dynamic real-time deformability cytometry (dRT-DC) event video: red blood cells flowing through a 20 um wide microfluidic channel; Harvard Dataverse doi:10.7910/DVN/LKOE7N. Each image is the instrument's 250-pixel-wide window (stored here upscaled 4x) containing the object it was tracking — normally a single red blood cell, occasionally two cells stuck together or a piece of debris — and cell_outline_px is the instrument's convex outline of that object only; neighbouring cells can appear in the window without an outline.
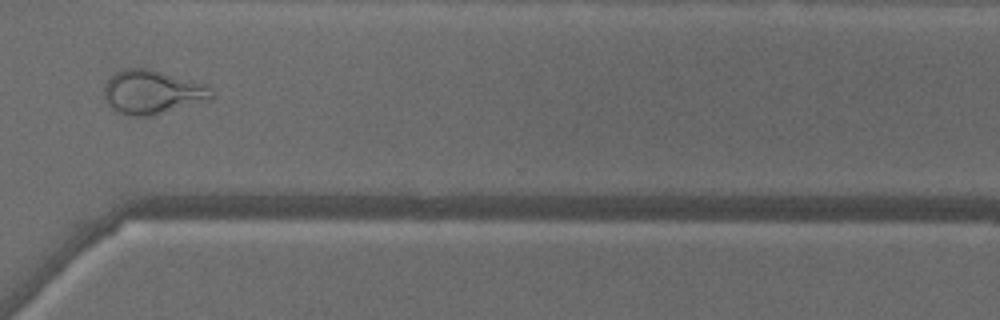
{"species": "common noctule bat (a hibernating species)", "species_latin": "Nyctalus noctula", "temperature_condition": "warm", "stored_images_in_passage": 48, "camera_frame_rate_fps": 3000, "um_per_image_px": 0.085, "animal": {"sex": "male", "body_mass_g": 18.8}, "frame": {"image": 1, "passage_image": 35, "time_ms": 11.333, "image_size_px": [1000, 320], "cell_outline_px": [[212, 100], [148, 116], [132, 116], [120, 112], [112, 108], [104, 100], [104, 84], [116, 72], [124, 68], [148, 68], [192, 80], [204, 84], [212, 92]], "centroid_in_image_um": [12.93, 7.82], "position_along_channel_um": 357.7, "area_um2": 27.28}, "authors_computed_cell_mechanics": {"area_um2": 29.0734, "velocity_mm_per_s": 4.1488, "shape_relaxation_time_tau1_ms": null, "shape_relaxation_time_tau2_ms": 0.9331, "deformation_change_tau1": null, "deformation_change_tau2": 0.0993}}